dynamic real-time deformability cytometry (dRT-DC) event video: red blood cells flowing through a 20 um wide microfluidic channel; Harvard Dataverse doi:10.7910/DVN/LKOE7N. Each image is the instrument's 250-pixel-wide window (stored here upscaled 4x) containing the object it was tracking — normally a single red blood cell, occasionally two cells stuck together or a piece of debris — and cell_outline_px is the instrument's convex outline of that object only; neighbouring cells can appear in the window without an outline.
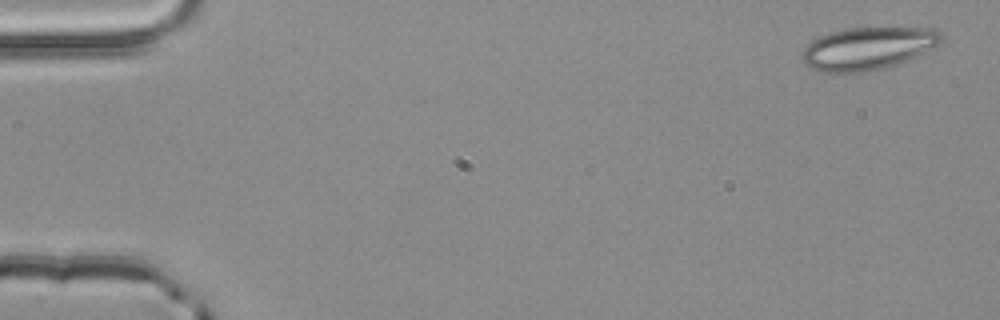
{"species": "common noctule bat (a hibernating species)", "species_latin": "Nyctalus noctula", "temperature_condition": "room temperature", "stored_images_in_passage": 3, "camera_frame_rate_fps": 3000, "um_per_image_px": 0.085, "animal": {"sex": "male", "body_mass_g": 20.4}, "frame": {"image": 1, "passage_image": 1, "time_ms": 0.0, "image_size_px": [1000, 320], "cell_outline_px": [[944, 36], [936, 44], [896, 64], [880, 68], [860, 72], [824, 72], [812, 68], [804, 64], [800, 56], [800, 52], [812, 40], [820, 36], [832, 32], [848, 28], [936, 28]], "centroid_in_image_um": [73.67, 4.1], "position_along_channel_um": 11.3, "area_um2": 33.76}}